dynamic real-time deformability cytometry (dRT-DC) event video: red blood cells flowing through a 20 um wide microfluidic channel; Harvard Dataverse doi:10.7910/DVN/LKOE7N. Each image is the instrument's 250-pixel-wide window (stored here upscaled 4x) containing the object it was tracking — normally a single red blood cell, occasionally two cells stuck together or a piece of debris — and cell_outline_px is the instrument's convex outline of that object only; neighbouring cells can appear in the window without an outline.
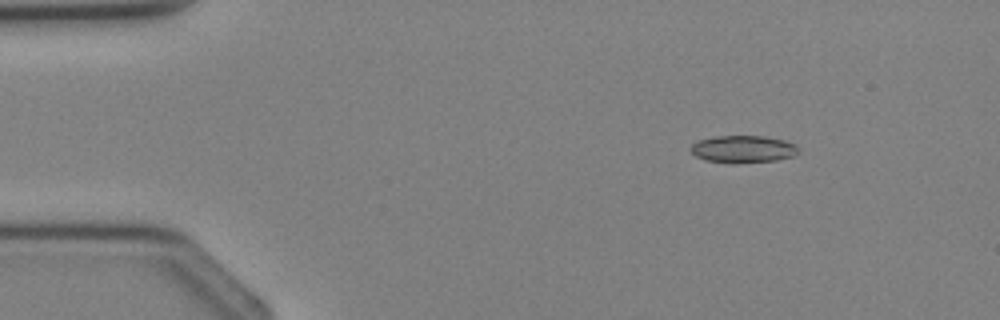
{"species": "Egyptian fruit bat (a non-hibernating species)", "species_latin": "Rousettus aegyptiacus", "temperature_condition": "cold", "stored_images_in_passage": 4, "camera_frame_rate_fps": 3000, "um_per_image_px": 0.085, "animal": {"sex": "female"}, "frame": {"image": 1, "passage_image": 2, "time_ms": 1.0, "image_size_px": [1000, 320], "cell_outline_px": [[796, 152], [792, 156], [776, 160], [732, 164], [704, 160], [696, 156], [688, 148], [696, 140], [712, 136], [764, 136], [784, 140], [796, 144]], "centroid_in_image_um": [63.08, 12.67], "position_along_channel_um": 21.9, "area_um2": 17.28}}
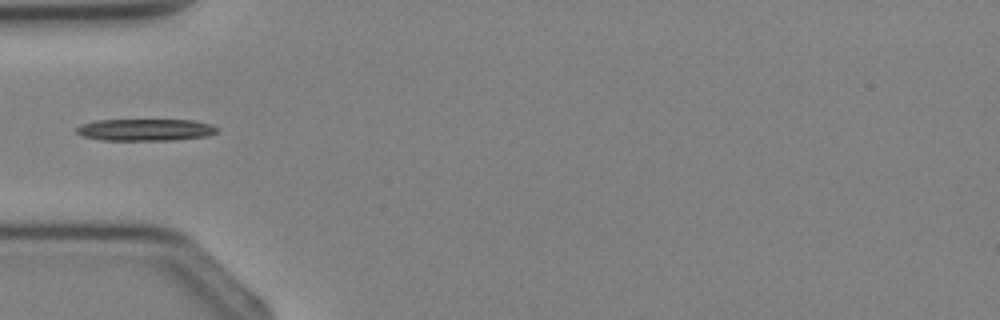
{"frame": {"image": 2, "passage_image": 4, "time_ms": 3.333, "image_size_px": [1000, 320], "cell_outline_px": [[220, 128], [216, 132], [208, 136], [172, 140], [104, 140], [84, 136], [76, 132], [76, 128], [80, 124], [96, 120], [192, 120], [212, 124]], "centroid_in_image_um": [12.39, 11.03], "position_along_channel_um": 72.6, "area_um2": 17.98}}